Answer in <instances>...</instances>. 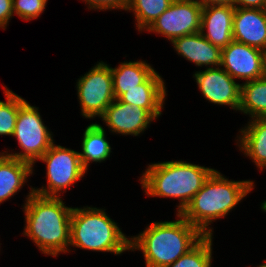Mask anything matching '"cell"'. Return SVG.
Returning <instances> with one entry per match:
<instances>
[{
    "label": "cell",
    "mask_w": 266,
    "mask_h": 267,
    "mask_svg": "<svg viewBox=\"0 0 266 267\" xmlns=\"http://www.w3.org/2000/svg\"><path fill=\"white\" fill-rule=\"evenodd\" d=\"M23 211L25 224L23 235L29 237L46 255L57 257L70 252V223L72 207L65 206L61 197H45L30 187ZM69 248V249H68Z\"/></svg>",
    "instance_id": "obj_1"
},
{
    "label": "cell",
    "mask_w": 266,
    "mask_h": 267,
    "mask_svg": "<svg viewBox=\"0 0 266 267\" xmlns=\"http://www.w3.org/2000/svg\"><path fill=\"white\" fill-rule=\"evenodd\" d=\"M176 221L153 222L130 238V250H141L146 267H166L195 247L205 235L180 214Z\"/></svg>",
    "instance_id": "obj_2"
},
{
    "label": "cell",
    "mask_w": 266,
    "mask_h": 267,
    "mask_svg": "<svg viewBox=\"0 0 266 267\" xmlns=\"http://www.w3.org/2000/svg\"><path fill=\"white\" fill-rule=\"evenodd\" d=\"M253 188V181L228 180L214 170L180 215L205 236H212L213 230L208 226L228 215Z\"/></svg>",
    "instance_id": "obj_3"
},
{
    "label": "cell",
    "mask_w": 266,
    "mask_h": 267,
    "mask_svg": "<svg viewBox=\"0 0 266 267\" xmlns=\"http://www.w3.org/2000/svg\"><path fill=\"white\" fill-rule=\"evenodd\" d=\"M215 169L184 161L150 164L140 177L146 195L178 198L180 214Z\"/></svg>",
    "instance_id": "obj_4"
},
{
    "label": "cell",
    "mask_w": 266,
    "mask_h": 267,
    "mask_svg": "<svg viewBox=\"0 0 266 267\" xmlns=\"http://www.w3.org/2000/svg\"><path fill=\"white\" fill-rule=\"evenodd\" d=\"M128 238L105 212V209L83 207L72 209L70 246L81 249L112 252L120 255L130 250Z\"/></svg>",
    "instance_id": "obj_5"
},
{
    "label": "cell",
    "mask_w": 266,
    "mask_h": 267,
    "mask_svg": "<svg viewBox=\"0 0 266 267\" xmlns=\"http://www.w3.org/2000/svg\"><path fill=\"white\" fill-rule=\"evenodd\" d=\"M52 132L47 129L38 112V107L31 106L25 101L18 112L13 137L22 148L19 153L2 152L12 158L23 160L34 165L52 146L54 139Z\"/></svg>",
    "instance_id": "obj_6"
},
{
    "label": "cell",
    "mask_w": 266,
    "mask_h": 267,
    "mask_svg": "<svg viewBox=\"0 0 266 267\" xmlns=\"http://www.w3.org/2000/svg\"><path fill=\"white\" fill-rule=\"evenodd\" d=\"M39 161L46 163L48 186L33 188V192L45 197H60L59 192H66L87 172L83 167L79 152L54 143Z\"/></svg>",
    "instance_id": "obj_7"
},
{
    "label": "cell",
    "mask_w": 266,
    "mask_h": 267,
    "mask_svg": "<svg viewBox=\"0 0 266 267\" xmlns=\"http://www.w3.org/2000/svg\"><path fill=\"white\" fill-rule=\"evenodd\" d=\"M77 81L76 90L81 115L86 119L97 116L100 118L106 108L115 100L110 66L102 61L98 62Z\"/></svg>",
    "instance_id": "obj_8"
},
{
    "label": "cell",
    "mask_w": 266,
    "mask_h": 267,
    "mask_svg": "<svg viewBox=\"0 0 266 267\" xmlns=\"http://www.w3.org/2000/svg\"><path fill=\"white\" fill-rule=\"evenodd\" d=\"M202 9L198 0H174L146 31L161 34L170 42L200 32Z\"/></svg>",
    "instance_id": "obj_9"
},
{
    "label": "cell",
    "mask_w": 266,
    "mask_h": 267,
    "mask_svg": "<svg viewBox=\"0 0 266 267\" xmlns=\"http://www.w3.org/2000/svg\"><path fill=\"white\" fill-rule=\"evenodd\" d=\"M202 95L211 103L227 105L238 110L241 84L237 83L221 66L206 68L193 74Z\"/></svg>",
    "instance_id": "obj_10"
},
{
    "label": "cell",
    "mask_w": 266,
    "mask_h": 267,
    "mask_svg": "<svg viewBox=\"0 0 266 267\" xmlns=\"http://www.w3.org/2000/svg\"><path fill=\"white\" fill-rule=\"evenodd\" d=\"M266 52L249 45L232 41L221 55V67L234 79L249 82L263 76Z\"/></svg>",
    "instance_id": "obj_11"
},
{
    "label": "cell",
    "mask_w": 266,
    "mask_h": 267,
    "mask_svg": "<svg viewBox=\"0 0 266 267\" xmlns=\"http://www.w3.org/2000/svg\"><path fill=\"white\" fill-rule=\"evenodd\" d=\"M111 132L139 136L156 120L146 109L115 99L100 117Z\"/></svg>",
    "instance_id": "obj_12"
},
{
    "label": "cell",
    "mask_w": 266,
    "mask_h": 267,
    "mask_svg": "<svg viewBox=\"0 0 266 267\" xmlns=\"http://www.w3.org/2000/svg\"><path fill=\"white\" fill-rule=\"evenodd\" d=\"M115 99L146 109L155 119L162 114L166 97V87L163 78L154 71L139 88L113 89Z\"/></svg>",
    "instance_id": "obj_13"
},
{
    "label": "cell",
    "mask_w": 266,
    "mask_h": 267,
    "mask_svg": "<svg viewBox=\"0 0 266 267\" xmlns=\"http://www.w3.org/2000/svg\"><path fill=\"white\" fill-rule=\"evenodd\" d=\"M233 40L266 52V13L264 10L235 7Z\"/></svg>",
    "instance_id": "obj_14"
},
{
    "label": "cell",
    "mask_w": 266,
    "mask_h": 267,
    "mask_svg": "<svg viewBox=\"0 0 266 267\" xmlns=\"http://www.w3.org/2000/svg\"><path fill=\"white\" fill-rule=\"evenodd\" d=\"M234 12L230 6H203L200 32L221 50L233 41Z\"/></svg>",
    "instance_id": "obj_15"
},
{
    "label": "cell",
    "mask_w": 266,
    "mask_h": 267,
    "mask_svg": "<svg viewBox=\"0 0 266 267\" xmlns=\"http://www.w3.org/2000/svg\"><path fill=\"white\" fill-rule=\"evenodd\" d=\"M171 43L179 55L196 66L205 65L207 69L221 66L222 50L209 42L201 32L175 38Z\"/></svg>",
    "instance_id": "obj_16"
},
{
    "label": "cell",
    "mask_w": 266,
    "mask_h": 267,
    "mask_svg": "<svg viewBox=\"0 0 266 267\" xmlns=\"http://www.w3.org/2000/svg\"><path fill=\"white\" fill-rule=\"evenodd\" d=\"M33 174V165L0 153V204L14 196Z\"/></svg>",
    "instance_id": "obj_17"
},
{
    "label": "cell",
    "mask_w": 266,
    "mask_h": 267,
    "mask_svg": "<svg viewBox=\"0 0 266 267\" xmlns=\"http://www.w3.org/2000/svg\"><path fill=\"white\" fill-rule=\"evenodd\" d=\"M239 132V149L262 171L266 166V118L251 119Z\"/></svg>",
    "instance_id": "obj_18"
},
{
    "label": "cell",
    "mask_w": 266,
    "mask_h": 267,
    "mask_svg": "<svg viewBox=\"0 0 266 267\" xmlns=\"http://www.w3.org/2000/svg\"><path fill=\"white\" fill-rule=\"evenodd\" d=\"M82 152H79L83 167L88 170L90 162H103L112 152L111 146L106 139L105 129L97 123L86 127L83 133Z\"/></svg>",
    "instance_id": "obj_19"
},
{
    "label": "cell",
    "mask_w": 266,
    "mask_h": 267,
    "mask_svg": "<svg viewBox=\"0 0 266 267\" xmlns=\"http://www.w3.org/2000/svg\"><path fill=\"white\" fill-rule=\"evenodd\" d=\"M238 111L253 118H266V80L261 77L241 84Z\"/></svg>",
    "instance_id": "obj_20"
},
{
    "label": "cell",
    "mask_w": 266,
    "mask_h": 267,
    "mask_svg": "<svg viewBox=\"0 0 266 267\" xmlns=\"http://www.w3.org/2000/svg\"><path fill=\"white\" fill-rule=\"evenodd\" d=\"M113 77V89L139 88L155 69L146 61H129L120 63L118 67H110Z\"/></svg>",
    "instance_id": "obj_21"
},
{
    "label": "cell",
    "mask_w": 266,
    "mask_h": 267,
    "mask_svg": "<svg viewBox=\"0 0 266 267\" xmlns=\"http://www.w3.org/2000/svg\"><path fill=\"white\" fill-rule=\"evenodd\" d=\"M174 0H129L126 11L134 12L138 31L147 30Z\"/></svg>",
    "instance_id": "obj_22"
},
{
    "label": "cell",
    "mask_w": 266,
    "mask_h": 267,
    "mask_svg": "<svg viewBox=\"0 0 266 267\" xmlns=\"http://www.w3.org/2000/svg\"><path fill=\"white\" fill-rule=\"evenodd\" d=\"M212 238L211 235L205 236L189 252L166 267H211L213 259Z\"/></svg>",
    "instance_id": "obj_23"
},
{
    "label": "cell",
    "mask_w": 266,
    "mask_h": 267,
    "mask_svg": "<svg viewBox=\"0 0 266 267\" xmlns=\"http://www.w3.org/2000/svg\"><path fill=\"white\" fill-rule=\"evenodd\" d=\"M7 101L0 102V135L13 136L19 107L26 101L3 86Z\"/></svg>",
    "instance_id": "obj_24"
},
{
    "label": "cell",
    "mask_w": 266,
    "mask_h": 267,
    "mask_svg": "<svg viewBox=\"0 0 266 267\" xmlns=\"http://www.w3.org/2000/svg\"><path fill=\"white\" fill-rule=\"evenodd\" d=\"M48 0H13V12L22 20L30 21L39 17Z\"/></svg>",
    "instance_id": "obj_25"
},
{
    "label": "cell",
    "mask_w": 266,
    "mask_h": 267,
    "mask_svg": "<svg viewBox=\"0 0 266 267\" xmlns=\"http://www.w3.org/2000/svg\"><path fill=\"white\" fill-rule=\"evenodd\" d=\"M86 5H88V9H99L101 10H113V9H127L129 0H83Z\"/></svg>",
    "instance_id": "obj_26"
},
{
    "label": "cell",
    "mask_w": 266,
    "mask_h": 267,
    "mask_svg": "<svg viewBox=\"0 0 266 267\" xmlns=\"http://www.w3.org/2000/svg\"><path fill=\"white\" fill-rule=\"evenodd\" d=\"M13 15V0H0V28L6 29Z\"/></svg>",
    "instance_id": "obj_27"
},
{
    "label": "cell",
    "mask_w": 266,
    "mask_h": 267,
    "mask_svg": "<svg viewBox=\"0 0 266 267\" xmlns=\"http://www.w3.org/2000/svg\"><path fill=\"white\" fill-rule=\"evenodd\" d=\"M265 0H235V7L262 9Z\"/></svg>",
    "instance_id": "obj_28"
},
{
    "label": "cell",
    "mask_w": 266,
    "mask_h": 267,
    "mask_svg": "<svg viewBox=\"0 0 266 267\" xmlns=\"http://www.w3.org/2000/svg\"><path fill=\"white\" fill-rule=\"evenodd\" d=\"M202 6H230L235 7V0H198Z\"/></svg>",
    "instance_id": "obj_29"
},
{
    "label": "cell",
    "mask_w": 266,
    "mask_h": 267,
    "mask_svg": "<svg viewBox=\"0 0 266 267\" xmlns=\"http://www.w3.org/2000/svg\"><path fill=\"white\" fill-rule=\"evenodd\" d=\"M262 77L266 80V55H265L264 62H263V76Z\"/></svg>",
    "instance_id": "obj_30"
},
{
    "label": "cell",
    "mask_w": 266,
    "mask_h": 267,
    "mask_svg": "<svg viewBox=\"0 0 266 267\" xmlns=\"http://www.w3.org/2000/svg\"><path fill=\"white\" fill-rule=\"evenodd\" d=\"M261 209L266 212V201H263V203L261 204Z\"/></svg>",
    "instance_id": "obj_31"
},
{
    "label": "cell",
    "mask_w": 266,
    "mask_h": 267,
    "mask_svg": "<svg viewBox=\"0 0 266 267\" xmlns=\"http://www.w3.org/2000/svg\"><path fill=\"white\" fill-rule=\"evenodd\" d=\"M264 10V12L266 13V0H265V3H264V6L262 8Z\"/></svg>",
    "instance_id": "obj_32"
},
{
    "label": "cell",
    "mask_w": 266,
    "mask_h": 267,
    "mask_svg": "<svg viewBox=\"0 0 266 267\" xmlns=\"http://www.w3.org/2000/svg\"><path fill=\"white\" fill-rule=\"evenodd\" d=\"M266 261V260H265ZM258 267H266V262L263 264H261V265H259Z\"/></svg>",
    "instance_id": "obj_33"
}]
</instances>
